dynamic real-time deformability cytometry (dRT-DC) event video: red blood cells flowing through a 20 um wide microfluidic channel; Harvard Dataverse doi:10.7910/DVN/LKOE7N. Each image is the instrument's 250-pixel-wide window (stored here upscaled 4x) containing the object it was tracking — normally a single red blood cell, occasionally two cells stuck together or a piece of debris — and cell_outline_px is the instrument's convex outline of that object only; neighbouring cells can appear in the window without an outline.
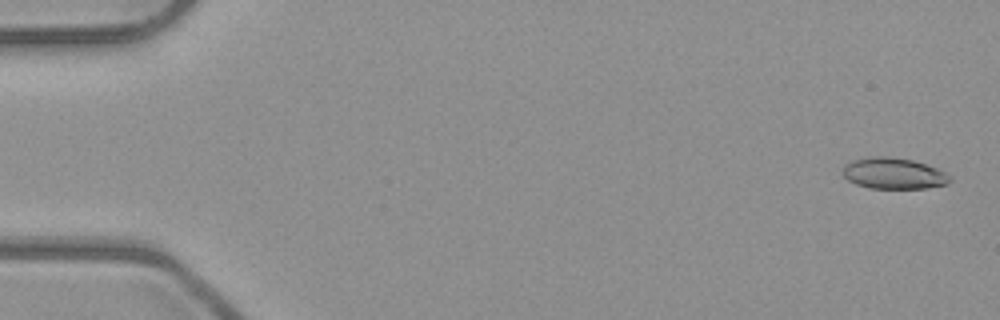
{"species": "common noctule bat (a hibernating species)", "species_latin": "Nyctalus noctula", "temperature_condition": "room temperature", "stored_images_in_passage": 53, "camera_frame_rate_fps": 3000, "um_per_image_px": 0.085, "animal": {"sex": "male", "body_mass_g": 23.1, "forearm_length_mm": 52.7}, "frame": {"image": 1, "passage_image": 2, "time_ms": 0.333, "image_size_px": [1000, 320], "cell_outline_px": [[952, 180], [948, 184], [928, 188], [868, 188], [856, 184], [848, 180], [840, 172], [844, 164], [852, 160], [872, 156], [888, 156], [912, 160], [936, 168], [952, 176]], "centroid_in_image_um": [75.93, 14.74], "position_along_channel_um": 9.1, "area_um2": 19.65}}
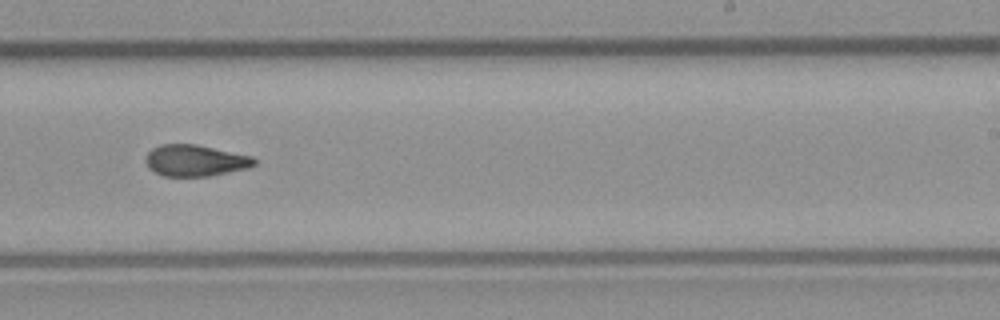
{"frame": {"image": 2, "passage_image": 33, "time_ms": 10.667, "image_size_px": [1000, 320], "cell_outline_px": [[256, 164], [248, 168], [208, 176], [164, 176], [148, 168], [144, 160], [148, 152], [152, 148], [160, 144], [196, 144], [252, 156], [256, 160]], "centroid_in_image_um": [16.57, 13.64], "position_along_channel_um": 272.4, "area_um2": 19.88}}
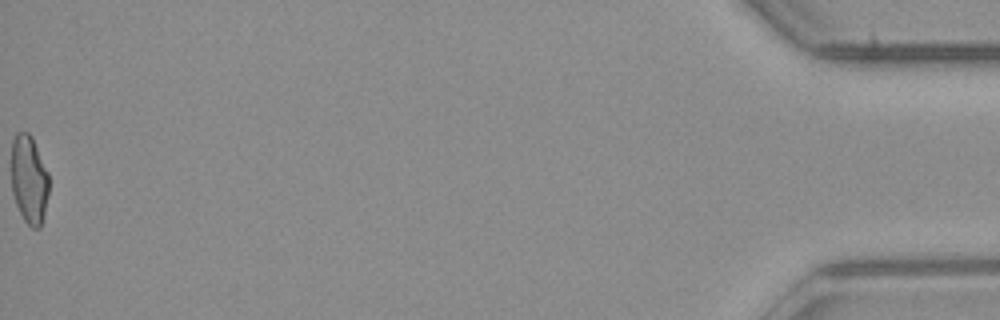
{"frame": {"image": 3, "passage_image": 53, "time_ms": 17.333, "image_size_px": [1000, 320], "cell_outline_px": [[48, 192], [44, 216], [40, 228], [32, 228], [24, 220], [16, 204], [12, 192], [12, 140], [16, 132], [28, 132], [32, 136], [48, 172]], "centroid_in_image_um": [2.47, 15.25], "position_along_channel_um": 432.7, "area_um2": 19.36}, "authors_computed_cell_mechanics": {"area_um2": 19.9988, "velocity_mm_per_s": 3.9969, "shape_relaxation_time_tau1_ms": null, "shape_relaxation_time_tau2_ms": 3.6455, "deformation_change_tau1": null, "deformation_change_tau2": 0.1056}}